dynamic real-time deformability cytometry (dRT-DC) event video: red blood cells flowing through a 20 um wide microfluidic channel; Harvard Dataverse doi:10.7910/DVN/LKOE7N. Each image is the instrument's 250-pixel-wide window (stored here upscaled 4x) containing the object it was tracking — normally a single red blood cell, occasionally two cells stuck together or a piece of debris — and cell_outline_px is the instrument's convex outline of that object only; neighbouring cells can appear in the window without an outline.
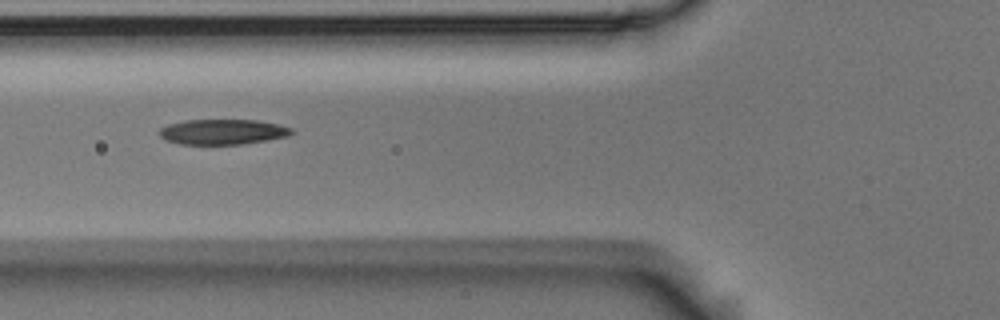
{"species": "Egyptian fruit bat (a non-hibernating species)", "species_latin": "Rousettus aegyptiacus", "temperature_condition": "room temperature", "stored_images_in_passage": 7, "camera_frame_rate_fps": 3000, "um_per_image_px": 0.085, "animal": {"sex": "male"}, "frame": {"image": 1, "passage_image": 3, "time_ms": 0.667, "image_size_px": [1000, 320], "cell_outline_px": [[296, 132], [288, 136], [240, 144], [180, 144], [164, 140], [160, 136], [160, 128], [168, 124], [184, 120], [256, 120], [276, 124], [292, 128]], "centroid_in_image_um": [18.9, 11.2], "position_along_channel_um": 106.9, "area_um2": 19.36}}
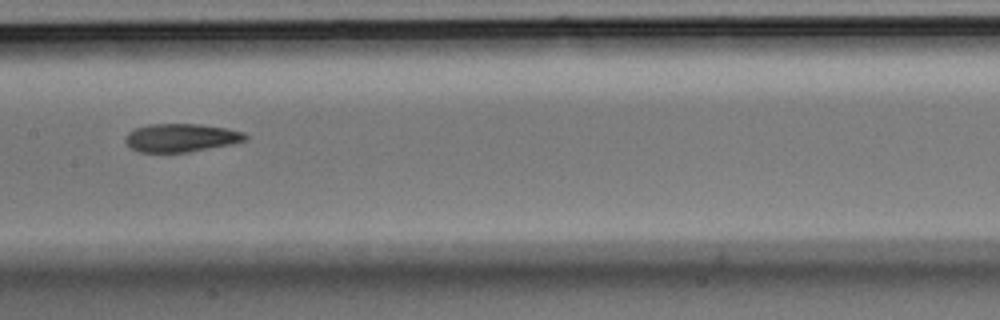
{"frame": {"image": 2, "passage_image": 5, "time_ms": 1.333, "image_size_px": [1000, 320], "cell_outline_px": [[248, 140], [232, 144], [188, 152], [140, 152], [132, 148], [124, 140], [128, 132], [136, 128], [148, 124], [200, 124], [224, 128], [244, 132], [248, 136]], "centroid_in_image_um": [15.41, 11.71], "position_along_channel_um": 192.0, "area_um2": 19.71}}
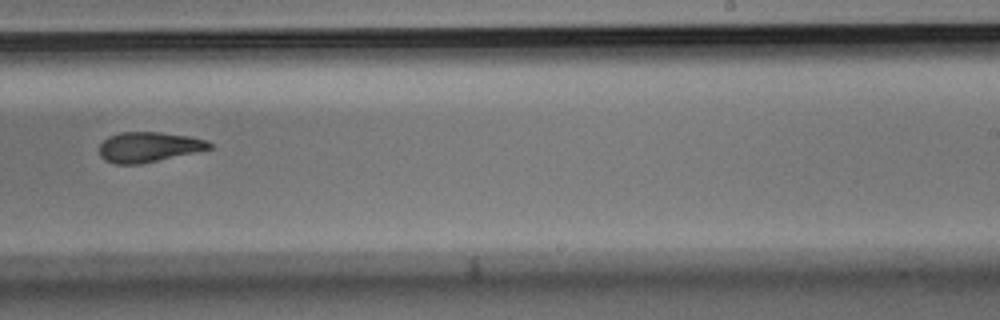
{"frame": {"image": 3, "passage_image": 7, "time_ms": 2.0, "image_size_px": [1000, 320], "cell_outline_px": [[212, 148], [196, 152], [140, 164], [116, 164], [104, 160], [100, 156], [100, 144], [108, 136], [120, 132], [160, 132], [188, 136], [204, 140], [212, 144]], "centroid_in_image_um": [12.6, 12.49], "position_along_channel_um": 276.4, "area_um2": 19.19}}